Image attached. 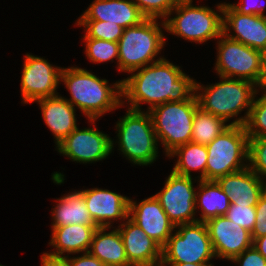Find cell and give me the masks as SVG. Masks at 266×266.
<instances>
[{"instance_id":"e0dca14e","label":"cell","mask_w":266,"mask_h":266,"mask_svg":"<svg viewBox=\"0 0 266 266\" xmlns=\"http://www.w3.org/2000/svg\"><path fill=\"white\" fill-rule=\"evenodd\" d=\"M87 209L98 227L113 228L112 223L125 221L129 213V197L108 189H82Z\"/></svg>"},{"instance_id":"7c38bea8","label":"cell","mask_w":266,"mask_h":266,"mask_svg":"<svg viewBox=\"0 0 266 266\" xmlns=\"http://www.w3.org/2000/svg\"><path fill=\"white\" fill-rule=\"evenodd\" d=\"M97 119H89L93 128L77 127L58 145L59 154L77 163H94L106 159L112 153V139L95 126Z\"/></svg>"},{"instance_id":"484cf974","label":"cell","mask_w":266,"mask_h":266,"mask_svg":"<svg viewBox=\"0 0 266 266\" xmlns=\"http://www.w3.org/2000/svg\"><path fill=\"white\" fill-rule=\"evenodd\" d=\"M177 156V161L172 169L179 175L192 177L191 171H201L197 180H205V169L208 152L206 146L194 142H188L176 148L168 157Z\"/></svg>"},{"instance_id":"ffe728a7","label":"cell","mask_w":266,"mask_h":266,"mask_svg":"<svg viewBox=\"0 0 266 266\" xmlns=\"http://www.w3.org/2000/svg\"><path fill=\"white\" fill-rule=\"evenodd\" d=\"M230 203L256 205L266 190L263 182L248 166L243 170L219 177L217 180Z\"/></svg>"},{"instance_id":"6da1fadb","label":"cell","mask_w":266,"mask_h":266,"mask_svg":"<svg viewBox=\"0 0 266 266\" xmlns=\"http://www.w3.org/2000/svg\"><path fill=\"white\" fill-rule=\"evenodd\" d=\"M180 68L163 58L131 72L122 79V105L128 102L129 109L142 111L141 104L146 103L148 111L169 101L189 99L195 93L196 80Z\"/></svg>"},{"instance_id":"74e56055","label":"cell","mask_w":266,"mask_h":266,"mask_svg":"<svg viewBox=\"0 0 266 266\" xmlns=\"http://www.w3.org/2000/svg\"><path fill=\"white\" fill-rule=\"evenodd\" d=\"M42 266H71L70 260L66 256H54L43 253L41 255Z\"/></svg>"},{"instance_id":"5bb4252c","label":"cell","mask_w":266,"mask_h":266,"mask_svg":"<svg viewBox=\"0 0 266 266\" xmlns=\"http://www.w3.org/2000/svg\"><path fill=\"white\" fill-rule=\"evenodd\" d=\"M222 26L228 38L266 53V16L241 14L224 2Z\"/></svg>"},{"instance_id":"d4e9b609","label":"cell","mask_w":266,"mask_h":266,"mask_svg":"<svg viewBox=\"0 0 266 266\" xmlns=\"http://www.w3.org/2000/svg\"><path fill=\"white\" fill-rule=\"evenodd\" d=\"M199 187L196 192V212L201 209L198 221L207 222L208 220L223 216L230 206V199L223 192L216 180H197Z\"/></svg>"},{"instance_id":"8992f818","label":"cell","mask_w":266,"mask_h":266,"mask_svg":"<svg viewBox=\"0 0 266 266\" xmlns=\"http://www.w3.org/2000/svg\"><path fill=\"white\" fill-rule=\"evenodd\" d=\"M216 7L215 11L209 6H194L193 0H182L164 19L165 30L198 44L217 40L223 34V3Z\"/></svg>"},{"instance_id":"60d3db41","label":"cell","mask_w":266,"mask_h":266,"mask_svg":"<svg viewBox=\"0 0 266 266\" xmlns=\"http://www.w3.org/2000/svg\"><path fill=\"white\" fill-rule=\"evenodd\" d=\"M165 266H214L211 263V260L202 262V263H162Z\"/></svg>"},{"instance_id":"f35d334b","label":"cell","mask_w":266,"mask_h":266,"mask_svg":"<svg viewBox=\"0 0 266 266\" xmlns=\"http://www.w3.org/2000/svg\"><path fill=\"white\" fill-rule=\"evenodd\" d=\"M257 92L260 93V90L263 94H266V53L264 54V62L262 68V74L259 83L257 84Z\"/></svg>"},{"instance_id":"4316f807","label":"cell","mask_w":266,"mask_h":266,"mask_svg":"<svg viewBox=\"0 0 266 266\" xmlns=\"http://www.w3.org/2000/svg\"><path fill=\"white\" fill-rule=\"evenodd\" d=\"M230 126L224 119L198 107L193 119L191 142L207 146Z\"/></svg>"},{"instance_id":"f1b7e54d","label":"cell","mask_w":266,"mask_h":266,"mask_svg":"<svg viewBox=\"0 0 266 266\" xmlns=\"http://www.w3.org/2000/svg\"><path fill=\"white\" fill-rule=\"evenodd\" d=\"M85 41V54L90 62L102 63L114 59L117 61L118 68V55L119 46L118 42H110L102 39L83 38Z\"/></svg>"},{"instance_id":"7a4b0ae2","label":"cell","mask_w":266,"mask_h":266,"mask_svg":"<svg viewBox=\"0 0 266 266\" xmlns=\"http://www.w3.org/2000/svg\"><path fill=\"white\" fill-rule=\"evenodd\" d=\"M60 82L69 91L66 100L84 113L87 120L98 119L107 112L119 109L122 105V80L109 85L92 72L80 67L62 68Z\"/></svg>"},{"instance_id":"52a82bcc","label":"cell","mask_w":266,"mask_h":266,"mask_svg":"<svg viewBox=\"0 0 266 266\" xmlns=\"http://www.w3.org/2000/svg\"><path fill=\"white\" fill-rule=\"evenodd\" d=\"M198 107L194 93L185 101H169L148 110L166 157L179 146L191 142L193 119Z\"/></svg>"},{"instance_id":"1f68e13d","label":"cell","mask_w":266,"mask_h":266,"mask_svg":"<svg viewBox=\"0 0 266 266\" xmlns=\"http://www.w3.org/2000/svg\"><path fill=\"white\" fill-rule=\"evenodd\" d=\"M182 0H133L146 18L164 20Z\"/></svg>"},{"instance_id":"603a6c76","label":"cell","mask_w":266,"mask_h":266,"mask_svg":"<svg viewBox=\"0 0 266 266\" xmlns=\"http://www.w3.org/2000/svg\"><path fill=\"white\" fill-rule=\"evenodd\" d=\"M108 227H98L93 235L89 253L105 266H131L118 228L106 232Z\"/></svg>"},{"instance_id":"30bf717a","label":"cell","mask_w":266,"mask_h":266,"mask_svg":"<svg viewBox=\"0 0 266 266\" xmlns=\"http://www.w3.org/2000/svg\"><path fill=\"white\" fill-rule=\"evenodd\" d=\"M217 61L214 70L218 76L244 79L258 84L262 74L264 53L232 40L222 34L217 39Z\"/></svg>"},{"instance_id":"8d00e7d4","label":"cell","mask_w":266,"mask_h":266,"mask_svg":"<svg viewBox=\"0 0 266 266\" xmlns=\"http://www.w3.org/2000/svg\"><path fill=\"white\" fill-rule=\"evenodd\" d=\"M70 262L71 266H105L99 259L92 256L89 252L83 253L79 256H66Z\"/></svg>"},{"instance_id":"4dcf8cb0","label":"cell","mask_w":266,"mask_h":266,"mask_svg":"<svg viewBox=\"0 0 266 266\" xmlns=\"http://www.w3.org/2000/svg\"><path fill=\"white\" fill-rule=\"evenodd\" d=\"M248 167L266 184V137L249 138Z\"/></svg>"},{"instance_id":"4fadbf2b","label":"cell","mask_w":266,"mask_h":266,"mask_svg":"<svg viewBox=\"0 0 266 266\" xmlns=\"http://www.w3.org/2000/svg\"><path fill=\"white\" fill-rule=\"evenodd\" d=\"M21 75L24 104L58 95L62 67L51 65L45 58L26 53Z\"/></svg>"},{"instance_id":"d6a6232c","label":"cell","mask_w":266,"mask_h":266,"mask_svg":"<svg viewBox=\"0 0 266 266\" xmlns=\"http://www.w3.org/2000/svg\"><path fill=\"white\" fill-rule=\"evenodd\" d=\"M256 205H238L230 203L225 216L242 228L252 232L256 218Z\"/></svg>"},{"instance_id":"ba28073f","label":"cell","mask_w":266,"mask_h":266,"mask_svg":"<svg viewBox=\"0 0 266 266\" xmlns=\"http://www.w3.org/2000/svg\"><path fill=\"white\" fill-rule=\"evenodd\" d=\"M206 149L208 157L205 180H217L248 166L249 137L242 125H231L209 143Z\"/></svg>"},{"instance_id":"ac0fdd59","label":"cell","mask_w":266,"mask_h":266,"mask_svg":"<svg viewBox=\"0 0 266 266\" xmlns=\"http://www.w3.org/2000/svg\"><path fill=\"white\" fill-rule=\"evenodd\" d=\"M128 262L131 266H154L162 261V247L147 236L129 217L118 225Z\"/></svg>"},{"instance_id":"2e32d148","label":"cell","mask_w":266,"mask_h":266,"mask_svg":"<svg viewBox=\"0 0 266 266\" xmlns=\"http://www.w3.org/2000/svg\"><path fill=\"white\" fill-rule=\"evenodd\" d=\"M128 217L162 248L175 230V225L154 195L139 203L130 199Z\"/></svg>"},{"instance_id":"5b68a950","label":"cell","mask_w":266,"mask_h":266,"mask_svg":"<svg viewBox=\"0 0 266 266\" xmlns=\"http://www.w3.org/2000/svg\"><path fill=\"white\" fill-rule=\"evenodd\" d=\"M115 126L118 139L111 141L112 151L114 144L118 143V150L134 165L148 166L156 161L159 157V144L148 111L128 108L126 115Z\"/></svg>"},{"instance_id":"836d02e7","label":"cell","mask_w":266,"mask_h":266,"mask_svg":"<svg viewBox=\"0 0 266 266\" xmlns=\"http://www.w3.org/2000/svg\"><path fill=\"white\" fill-rule=\"evenodd\" d=\"M256 218L255 224L251 232L252 240L266 235V190L259 197L255 206Z\"/></svg>"},{"instance_id":"44dd1931","label":"cell","mask_w":266,"mask_h":266,"mask_svg":"<svg viewBox=\"0 0 266 266\" xmlns=\"http://www.w3.org/2000/svg\"><path fill=\"white\" fill-rule=\"evenodd\" d=\"M35 102L39 104L44 122L55 138V145L78 127L75 107L60 94Z\"/></svg>"},{"instance_id":"277c9868","label":"cell","mask_w":266,"mask_h":266,"mask_svg":"<svg viewBox=\"0 0 266 266\" xmlns=\"http://www.w3.org/2000/svg\"><path fill=\"white\" fill-rule=\"evenodd\" d=\"M162 26V27H161ZM164 20L146 18L140 24L124 29L118 41V71L131 73L137 69L157 62L164 57L161 49L166 45Z\"/></svg>"},{"instance_id":"8fae6325","label":"cell","mask_w":266,"mask_h":266,"mask_svg":"<svg viewBox=\"0 0 266 266\" xmlns=\"http://www.w3.org/2000/svg\"><path fill=\"white\" fill-rule=\"evenodd\" d=\"M193 179L171 171L162 190L154 195L175 226L198 221Z\"/></svg>"},{"instance_id":"d590c367","label":"cell","mask_w":266,"mask_h":266,"mask_svg":"<svg viewBox=\"0 0 266 266\" xmlns=\"http://www.w3.org/2000/svg\"><path fill=\"white\" fill-rule=\"evenodd\" d=\"M261 2L263 0H260ZM259 0H240L237 3H230V5L239 13L241 14H248V15H260L266 16L265 14V6L266 4L261 3ZM263 4V5H262Z\"/></svg>"},{"instance_id":"b9f144b4","label":"cell","mask_w":266,"mask_h":266,"mask_svg":"<svg viewBox=\"0 0 266 266\" xmlns=\"http://www.w3.org/2000/svg\"><path fill=\"white\" fill-rule=\"evenodd\" d=\"M154 266H165V265H163L162 263H160V264H157V265H154Z\"/></svg>"},{"instance_id":"9c48e42d","label":"cell","mask_w":266,"mask_h":266,"mask_svg":"<svg viewBox=\"0 0 266 266\" xmlns=\"http://www.w3.org/2000/svg\"><path fill=\"white\" fill-rule=\"evenodd\" d=\"M174 232L162 248L161 263H202L216 258L206 223L179 224Z\"/></svg>"},{"instance_id":"7402d4cb","label":"cell","mask_w":266,"mask_h":266,"mask_svg":"<svg viewBox=\"0 0 266 266\" xmlns=\"http://www.w3.org/2000/svg\"><path fill=\"white\" fill-rule=\"evenodd\" d=\"M97 225L71 224L52 228L49 245L53 252H45L54 256H69L89 251ZM67 253V255L65 254ZM65 254V255H64Z\"/></svg>"},{"instance_id":"e575fe53","label":"cell","mask_w":266,"mask_h":266,"mask_svg":"<svg viewBox=\"0 0 266 266\" xmlns=\"http://www.w3.org/2000/svg\"><path fill=\"white\" fill-rule=\"evenodd\" d=\"M231 262L239 266H266V258L254 246L243 251Z\"/></svg>"},{"instance_id":"83f0119b","label":"cell","mask_w":266,"mask_h":266,"mask_svg":"<svg viewBox=\"0 0 266 266\" xmlns=\"http://www.w3.org/2000/svg\"><path fill=\"white\" fill-rule=\"evenodd\" d=\"M75 25L84 27L83 38L102 39L110 42H118L124 28L117 24L99 20H76Z\"/></svg>"},{"instance_id":"9a60e30c","label":"cell","mask_w":266,"mask_h":266,"mask_svg":"<svg viewBox=\"0 0 266 266\" xmlns=\"http://www.w3.org/2000/svg\"><path fill=\"white\" fill-rule=\"evenodd\" d=\"M206 223L216 258L232 261L253 246L251 232L230 221L225 215Z\"/></svg>"},{"instance_id":"f546056e","label":"cell","mask_w":266,"mask_h":266,"mask_svg":"<svg viewBox=\"0 0 266 266\" xmlns=\"http://www.w3.org/2000/svg\"><path fill=\"white\" fill-rule=\"evenodd\" d=\"M244 127L249 138L266 137V94L254 97Z\"/></svg>"},{"instance_id":"cb8c5ba5","label":"cell","mask_w":266,"mask_h":266,"mask_svg":"<svg viewBox=\"0 0 266 266\" xmlns=\"http://www.w3.org/2000/svg\"><path fill=\"white\" fill-rule=\"evenodd\" d=\"M52 209L51 228L71 224L96 225L89 214L83 193L79 190L65 193L61 198H57Z\"/></svg>"},{"instance_id":"3957f363","label":"cell","mask_w":266,"mask_h":266,"mask_svg":"<svg viewBox=\"0 0 266 266\" xmlns=\"http://www.w3.org/2000/svg\"><path fill=\"white\" fill-rule=\"evenodd\" d=\"M219 78L220 82L206 86L195 81V94L199 107L226 122L234 118L230 125L244 126L254 97L259 95L257 85L244 79L222 76ZM244 109L246 110L244 116L238 117L241 111H245Z\"/></svg>"},{"instance_id":"ab89813d","label":"cell","mask_w":266,"mask_h":266,"mask_svg":"<svg viewBox=\"0 0 266 266\" xmlns=\"http://www.w3.org/2000/svg\"><path fill=\"white\" fill-rule=\"evenodd\" d=\"M253 246L266 258V235L255 238L253 240Z\"/></svg>"},{"instance_id":"d6986e66","label":"cell","mask_w":266,"mask_h":266,"mask_svg":"<svg viewBox=\"0 0 266 266\" xmlns=\"http://www.w3.org/2000/svg\"><path fill=\"white\" fill-rule=\"evenodd\" d=\"M146 17L133 0H94L78 20H99L122 28L136 26Z\"/></svg>"}]
</instances>
